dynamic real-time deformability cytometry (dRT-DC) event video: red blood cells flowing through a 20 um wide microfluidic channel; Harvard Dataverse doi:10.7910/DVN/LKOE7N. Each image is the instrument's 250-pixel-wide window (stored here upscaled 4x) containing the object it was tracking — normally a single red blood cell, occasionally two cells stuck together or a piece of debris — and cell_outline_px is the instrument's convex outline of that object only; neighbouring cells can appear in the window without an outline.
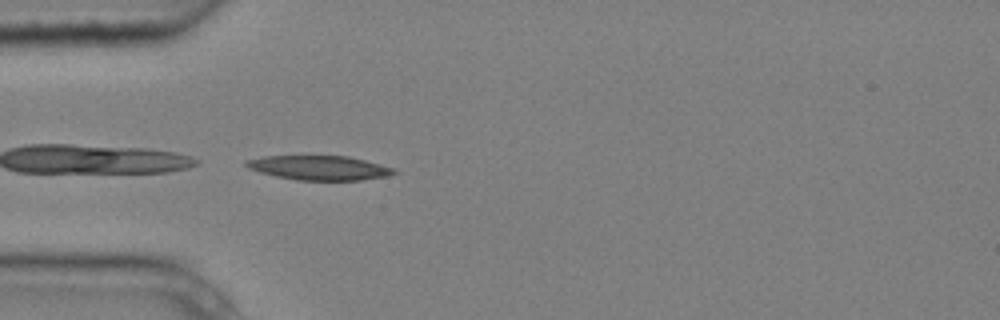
{"species": "common noctule bat (a hibernating species)", "species_latin": "Nyctalus noctula", "temperature_condition": "cold", "stored_images_in_passage": 4, "camera_frame_rate_fps": 3000, "um_per_image_px": 0.085, "animal": {"sex": "male", "body_mass_g": 20.4}, "frame": {"image": 1, "passage_image": 4, "time_ms": 1.0, "image_size_px": [1000, 320], "cell_outline_px": [[400, 172], [388, 176], [360, 180], [296, 180], [276, 176], [260, 172], [248, 168], [244, 164], [244, 160], [264, 156], [348, 156], [380, 164], [392, 168]], "centroid_in_image_um": [27.13, 14.26], "position_along_channel_um": 57.9, "area_um2": 20.98}}